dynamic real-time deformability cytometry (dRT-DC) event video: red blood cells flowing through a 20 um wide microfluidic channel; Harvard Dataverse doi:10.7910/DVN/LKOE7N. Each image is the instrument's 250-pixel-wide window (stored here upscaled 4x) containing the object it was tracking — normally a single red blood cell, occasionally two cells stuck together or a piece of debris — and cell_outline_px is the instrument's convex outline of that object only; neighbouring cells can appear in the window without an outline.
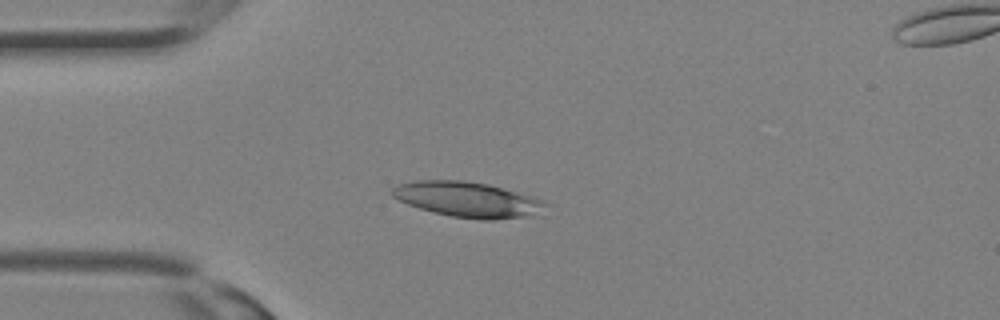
{"species": "Egyptian fruit bat (a non-hibernating species)", "species_latin": "Rousettus aegyptiacus", "temperature_condition": "room temperature", "stored_images_in_passage": 33, "segment_of_instrument_passage": [1, 2], "camera_frame_rate_fps": 3000, "um_per_image_px": 0.085, "animal": {"sex": "female"}, "frame": {"image": 1, "passage_image": 8, "time_ms": 2.333, "image_size_px": [1000, 320], "cell_outline_px": [[548, 204], [528, 216], [492, 220], [480, 220], [452, 216], [432, 212], [408, 204], [392, 196], [388, 192], [396, 184], [416, 180], [460, 180], [488, 184], [532, 196], [544, 200]], "centroid_in_image_um": [39.67, 16.94], "position_along_channel_um": 45.3, "area_um2": 31.33}}
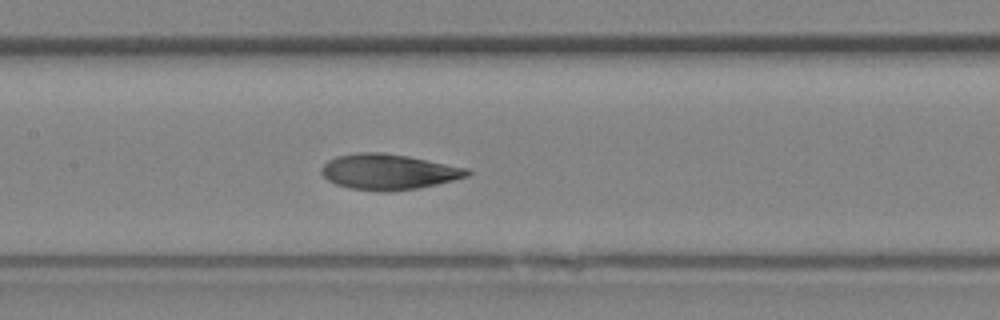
{"frame": {"image": 2, "passage_image": 15, "time_ms": 4.667, "image_size_px": [1000, 320], "cell_outline_px": [[472, 172], [468, 176], [436, 184], [416, 188], [388, 192], [380, 192], [348, 188], [336, 184], [328, 180], [320, 172], [320, 168], [328, 160], [336, 156], [360, 152], [380, 152], [408, 156], [468, 168]], "centroid_in_image_um": [32.99, 14.6], "position_along_channel_um": 174.4, "area_um2": 30.23}}
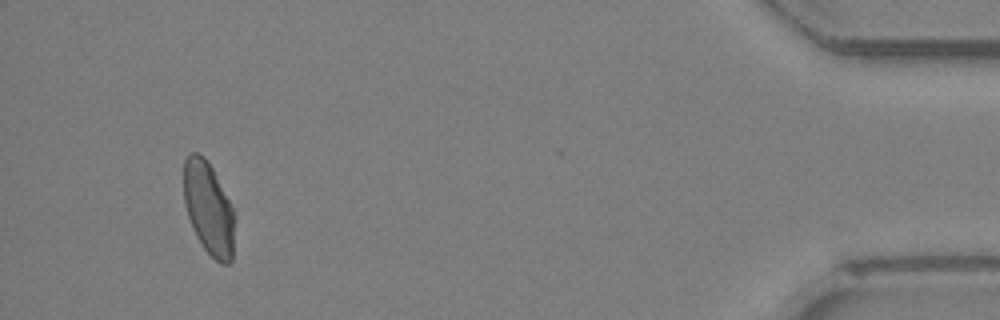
{"frame": {"image": 3, "passage_image": 30, "time_ms": 9.667, "image_size_px": [1000, 320], "cell_outline_px": [[232, 260], [228, 264], [220, 264], [204, 248], [196, 236], [192, 228], [188, 216], [184, 200], [184, 160], [192, 152], [196, 152], [204, 156], [212, 168], [232, 208]], "centroid_in_image_um": [17.69, 17.69], "position_along_channel_um": 417.5, "area_um2": 26.7}}